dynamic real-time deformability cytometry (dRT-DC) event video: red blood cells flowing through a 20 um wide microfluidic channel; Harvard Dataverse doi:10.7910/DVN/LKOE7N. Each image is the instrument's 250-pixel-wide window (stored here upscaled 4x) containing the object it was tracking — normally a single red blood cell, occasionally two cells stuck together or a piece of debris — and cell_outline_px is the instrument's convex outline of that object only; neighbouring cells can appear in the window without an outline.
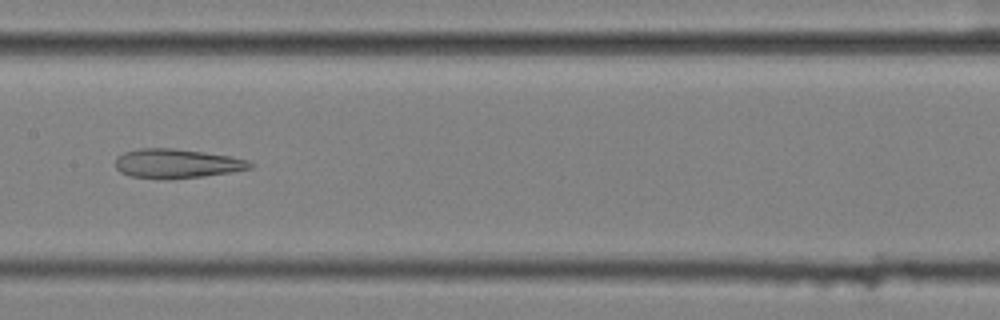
{"species": "common noctule bat (a hibernating species)", "species_latin": "Nyctalus noctula", "temperature_condition": "cold", "stored_images_in_passage": 56, "camera_frame_rate_fps": 3000, "um_per_image_px": 0.085, "animal": {"sex": "female", "body_mass_g": 25.1}, "frame": {"image": 1, "passage_image": 28, "time_ms": 9.0, "image_size_px": [1000, 320], "cell_outline_px": [[256, 164], [252, 168], [232, 172], [204, 176], [132, 176], [120, 172], [116, 168], [116, 160], [124, 152], [140, 148], [172, 148], [228, 156], [248, 160]], "centroid_in_image_um": [15.09, 13.86], "position_along_channel_um": 192.3, "area_um2": 21.85}}
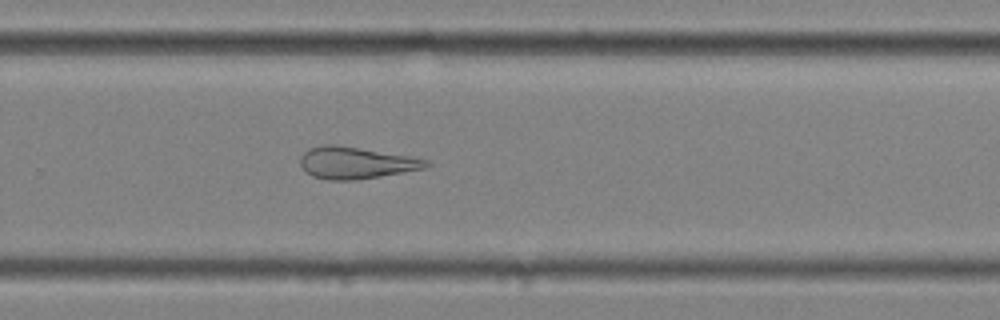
{"frame": {"image": 2, "passage_image": 37, "time_ms": 12.0, "image_size_px": [1000, 320], "cell_outline_px": [[432, 164], [424, 168], [380, 176], [356, 180], [328, 180], [312, 176], [300, 164], [300, 156], [308, 148], [324, 144], [336, 144], [408, 156], [428, 160]], "centroid_in_image_um": [30.22, 13.83], "position_along_channel_um": 299.6, "area_um2": 23.18}}
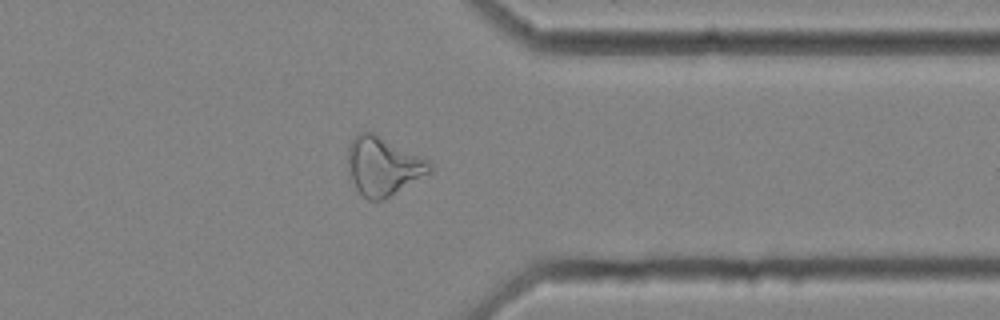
{"frame": {"image": 3, "passage_image": 44, "time_ms": 14.333, "image_size_px": [1000, 320], "cell_outline_px": [[432, 172], [384, 200], [368, 200], [356, 188], [348, 172], [348, 144], [360, 132], [372, 132], [428, 160], [432, 164]], "centroid_in_image_um": [32.56, 14.14], "position_along_channel_um": 378.8, "area_um2": 27.69}}